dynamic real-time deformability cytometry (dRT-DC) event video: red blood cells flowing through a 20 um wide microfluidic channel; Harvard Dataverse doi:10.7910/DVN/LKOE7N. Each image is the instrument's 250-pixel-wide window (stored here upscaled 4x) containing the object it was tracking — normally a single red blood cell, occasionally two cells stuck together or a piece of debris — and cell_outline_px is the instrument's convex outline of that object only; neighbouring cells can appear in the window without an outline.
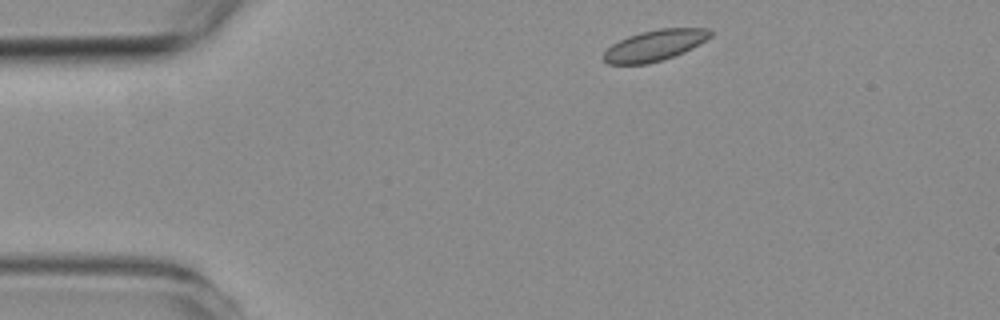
{"species": "common noctule bat (a hibernating species)", "species_latin": "Nyctalus noctula", "temperature_condition": "room temperature", "stored_images_in_passage": 6, "camera_frame_rate_fps": 3000, "um_per_image_px": 0.085, "animal": {"sex": "female", "body_mass_g": 19.3, "forearm_length_mm": 54.1}, "frame": {"image": 1, "passage_image": 1, "time_ms": 0.0, "image_size_px": [1000, 320], "cell_outline_px": [[712, 36], [692, 48], [684, 52], [664, 60], [648, 64], [608, 64], [604, 60], [604, 52], [612, 44], [628, 36], [640, 32], [660, 28], [708, 28], [712, 32]], "centroid_in_image_um": [55.67, 3.86], "position_along_channel_um": 29.3, "area_um2": 19.25}}
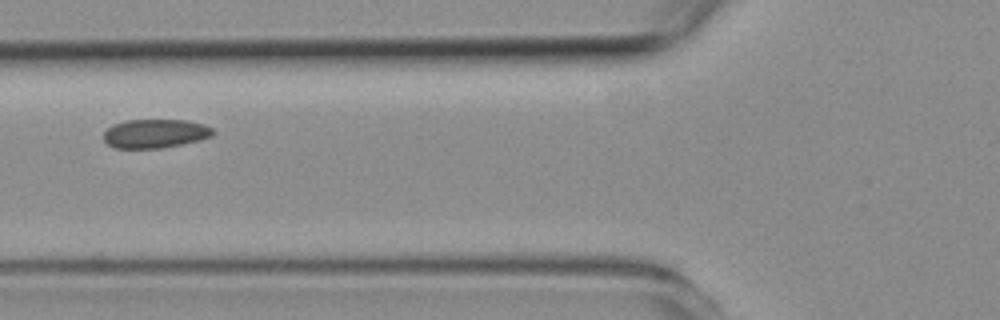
{"frame": {"image": 2, "passage_image": 4, "time_ms": 3.667, "image_size_px": [1000, 320], "cell_outline_px": [[216, 132], [212, 136], [200, 140], [184, 144], [164, 148], [116, 148], [108, 144], [104, 140], [104, 132], [112, 124], [124, 120], [188, 120], [204, 124], [212, 128]], "centroid_in_image_um": [13.22, 11.35], "position_along_channel_um": 112.6, "area_um2": 18.61}}
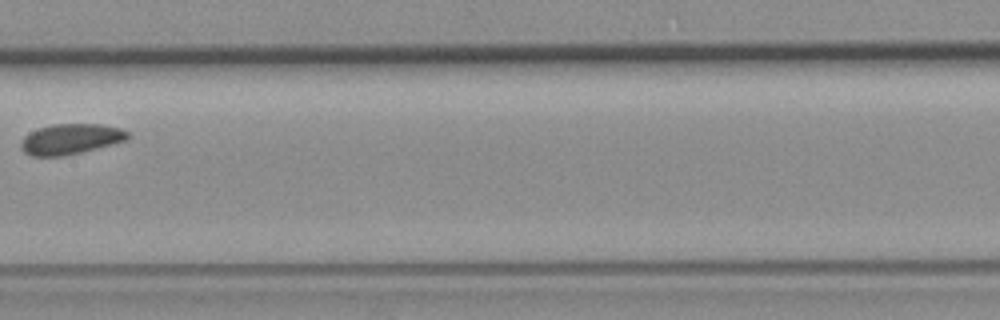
{"frame": {"image": 3, "passage_image": 6, "time_ms": 6.0, "image_size_px": [1000, 320], "cell_outline_px": [[132, 136], [128, 140], [64, 156], [32, 156], [24, 152], [20, 148], [20, 144], [24, 136], [40, 128], [52, 124], [100, 124], [120, 128], [128, 132]], "centroid_in_image_um": [6.02, 11.82], "position_along_channel_um": 201.4, "area_um2": 18.9}}